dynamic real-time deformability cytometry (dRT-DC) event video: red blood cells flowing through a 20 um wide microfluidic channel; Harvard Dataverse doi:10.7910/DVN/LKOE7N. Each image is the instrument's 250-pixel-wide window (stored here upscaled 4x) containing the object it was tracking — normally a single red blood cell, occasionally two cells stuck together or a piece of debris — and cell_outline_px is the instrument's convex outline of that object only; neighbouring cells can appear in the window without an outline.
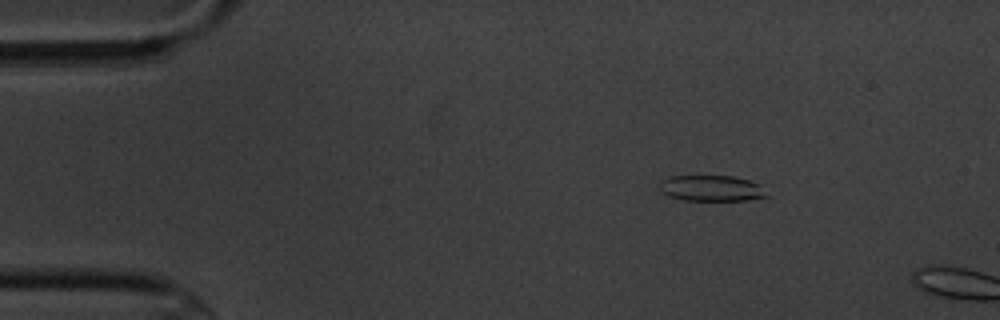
{"species": "common noctule bat (a hibernating species)", "species_latin": "Nyctalus noctula", "temperature_condition": "cold", "stored_images_in_passage": 3, "camera_frame_rate_fps": 3000, "um_per_image_px": 0.085, "animal": {"sex": "male", "body_mass_g": 20.1, "forearm_length_mm": 53.5}, "frame": {"image": 1, "passage_image": 2, "time_ms": 1.333, "image_size_px": [1000, 320], "cell_outline_px": [[772, 196], [748, 200], [684, 200], [668, 196], [660, 192], [660, 180], [672, 176], [732, 176], [748, 180], [760, 184]], "centroid_in_image_um": [60.51, 16.01], "position_along_channel_um": 24.5, "area_um2": 16.36}}